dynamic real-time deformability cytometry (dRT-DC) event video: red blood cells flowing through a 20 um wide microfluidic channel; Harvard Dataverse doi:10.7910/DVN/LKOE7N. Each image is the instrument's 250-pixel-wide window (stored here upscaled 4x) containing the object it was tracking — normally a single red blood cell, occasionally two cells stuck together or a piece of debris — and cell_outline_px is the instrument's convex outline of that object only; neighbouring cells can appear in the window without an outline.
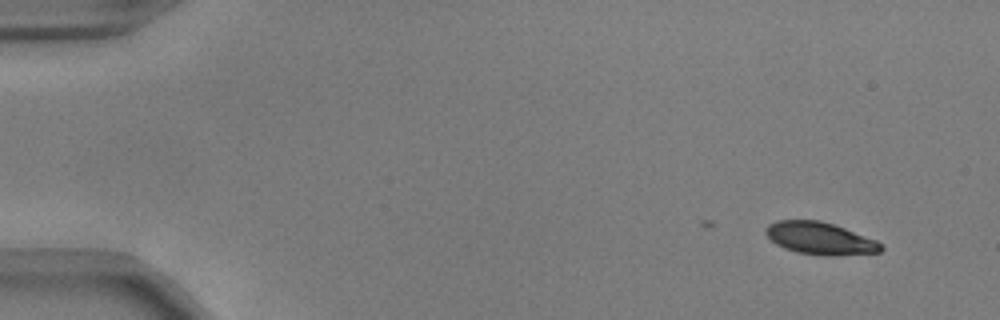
{"species": "common noctule bat (a hibernating species)", "species_latin": "Nyctalus noctula", "temperature_condition": "warm", "stored_images_in_passage": 15, "camera_frame_rate_fps": 3000, "um_per_image_px": 0.085, "animal": {"sex": "male", "body_mass_g": 17.9, "forearm_length_mm": 54.2}, "frame": {"image": 1, "passage_image": 1, "time_ms": 0.0, "image_size_px": [1000, 320], "cell_outline_px": [[884, 248], [880, 252], [832, 256], [824, 256], [796, 252], [784, 248], [776, 244], [764, 232], [764, 228], [768, 224], [776, 220], [820, 220], [844, 228], [876, 240]], "centroid_in_image_um": [69.67, 20.26], "position_along_channel_um": 15.3, "area_um2": 21.68}}
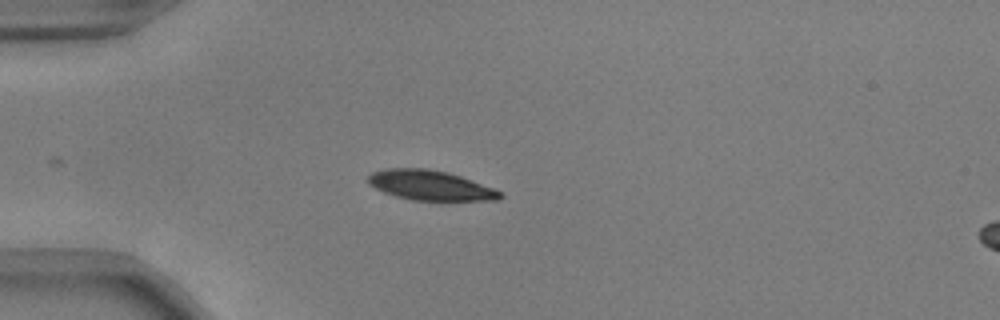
{"frame": {"image": 2, "passage_image": 12, "time_ms": 3.667, "image_size_px": [1000, 320], "cell_outline_px": [[504, 196], [496, 200], [412, 200], [396, 196], [384, 192], [368, 184], [364, 180], [372, 172], [384, 168], [428, 168], [448, 172], [460, 176], [492, 188], [500, 192]], "centroid_in_image_um": [36.5, 15.74], "position_along_channel_um": 48.5, "area_um2": 22.89}}